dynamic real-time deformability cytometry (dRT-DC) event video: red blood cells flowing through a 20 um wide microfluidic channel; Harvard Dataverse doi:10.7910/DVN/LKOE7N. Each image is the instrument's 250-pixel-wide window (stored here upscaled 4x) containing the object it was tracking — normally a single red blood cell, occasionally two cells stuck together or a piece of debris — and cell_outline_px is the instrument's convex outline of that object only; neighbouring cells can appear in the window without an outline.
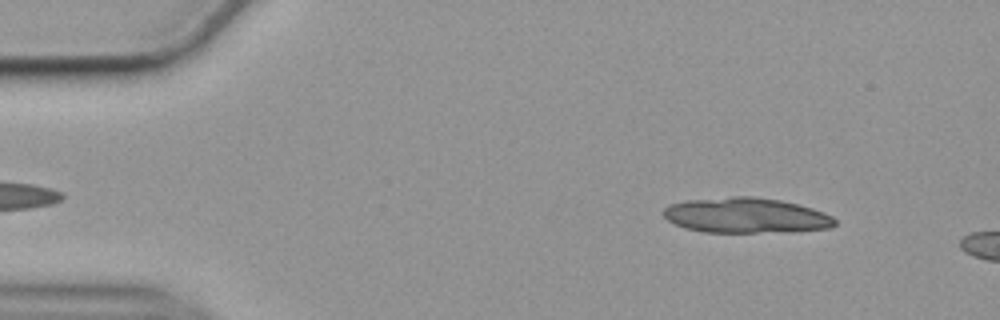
{"species": "common noctule bat (a hibernating species)", "species_latin": "Nyctalus noctula", "temperature_condition": "cold", "stored_images_in_passage": 15, "camera_frame_rate_fps": 3000, "um_per_image_px": 0.085, "animal": {"sex": "female", "body_mass_g": 19.9}, "frame": {"image": 1, "passage_image": 5, "time_ms": 1.333, "image_size_px": [1000, 320], "cell_outline_px": [[836, 224], [832, 228], [756, 232], [704, 232], [684, 228], [668, 220], [664, 216], [664, 208], [668, 204], [688, 200], [732, 196], [752, 196], [780, 200], [812, 208], [824, 212], [832, 216], [836, 220]], "centroid_in_image_um": [63.37, 18.3], "position_along_channel_um": 21.6, "area_um2": 34.91}}